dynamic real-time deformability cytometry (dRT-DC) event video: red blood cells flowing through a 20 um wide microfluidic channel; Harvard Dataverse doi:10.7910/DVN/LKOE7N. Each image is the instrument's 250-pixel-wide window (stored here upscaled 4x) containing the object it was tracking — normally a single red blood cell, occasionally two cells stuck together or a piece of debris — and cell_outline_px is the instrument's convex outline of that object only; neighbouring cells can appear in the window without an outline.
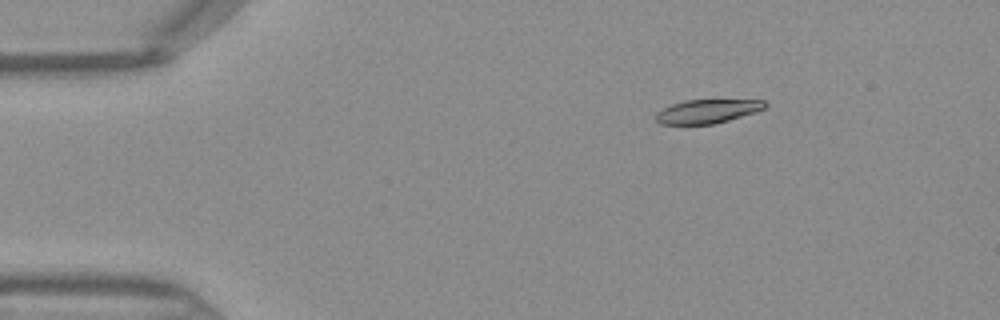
{"species": "Egyptian fruit bat (a non-hibernating species)", "species_latin": "Rousettus aegyptiacus", "temperature_condition": "warm", "stored_images_in_passage": 40, "camera_frame_rate_fps": 3000, "um_per_image_px": 0.085, "frame": {"image": 1, "passage_image": 1, "time_ms": 0.0, "image_size_px": [1000, 320], "cell_outline_px": [[768, 104], [764, 108], [756, 112], [728, 120], [712, 124], [660, 124], [656, 120], [656, 112], [672, 104], [684, 100], [764, 100]], "centroid_in_image_um": [60.12, 9.46], "position_along_channel_um": 24.9, "area_um2": 15.03}}
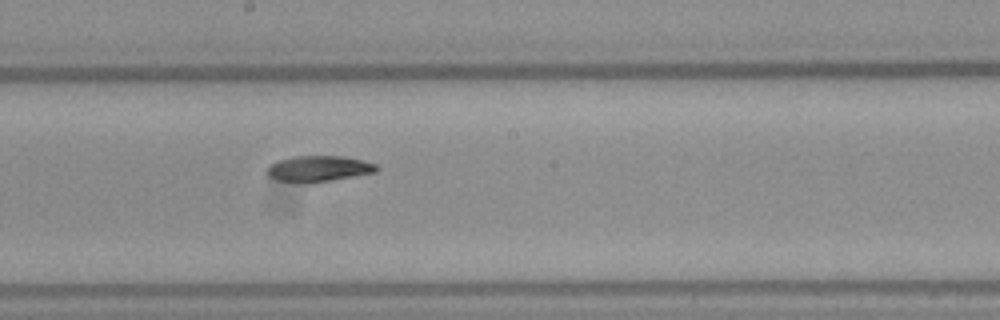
{"frame": {"image": 2, "passage_image": 19, "time_ms": 6.0, "image_size_px": [1000, 320], "cell_outline_px": [[380, 168], [376, 172], [308, 184], [280, 180], [268, 176], [268, 164], [276, 160], [292, 156], [344, 156], [364, 160], [376, 164]], "centroid_in_image_um": [27.08, 14.33], "position_along_channel_um": 221.1, "area_um2": 16.7}}
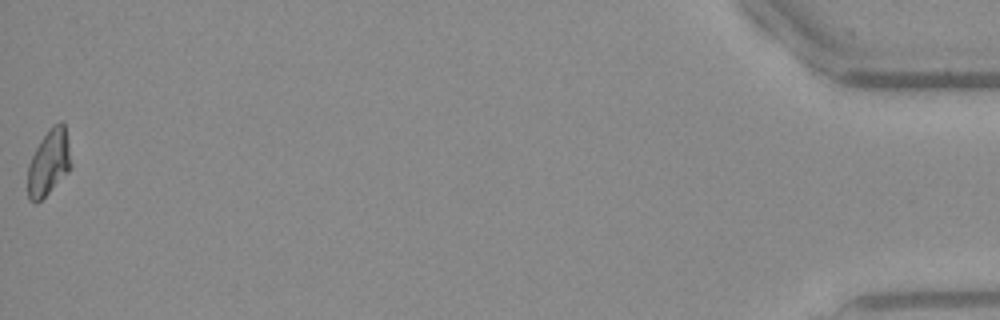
{"frame": {"image": 3, "passage_image": 40, "time_ms": 13.0, "image_size_px": [1000, 320], "cell_outline_px": [[72, 168], [36, 204], [28, 200], [28, 164], [40, 140], [48, 128], [52, 124], [60, 120], [64, 124], [72, 164]], "centroid_in_image_um": [4.14, 13.79], "position_along_channel_um": 431.1, "area_um2": 16.59}}